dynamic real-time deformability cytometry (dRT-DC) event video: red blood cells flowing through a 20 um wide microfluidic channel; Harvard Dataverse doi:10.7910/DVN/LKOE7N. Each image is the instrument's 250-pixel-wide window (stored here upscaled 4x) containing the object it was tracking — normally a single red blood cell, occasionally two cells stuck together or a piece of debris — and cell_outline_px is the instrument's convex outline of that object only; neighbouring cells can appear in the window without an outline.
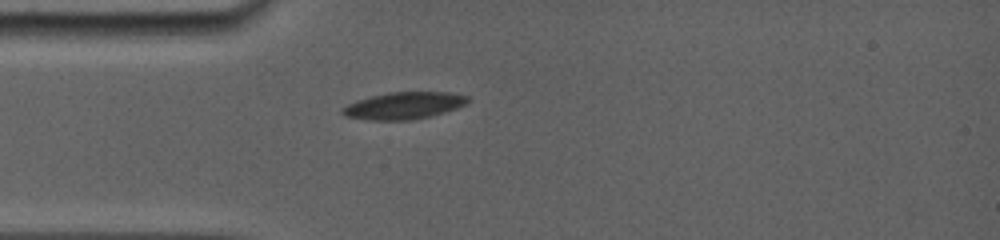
{"species": "common noctule bat (a hibernating species)", "species_latin": "Nyctalus noctula", "temperature_condition": "room temperature", "stored_images_in_passage": 1, "camera_frame_rate_fps": 5000, "um_per_image_px": 0.085, "animal": {"sex": "female", "body_mass_g": 19.0, "forearm_length_mm": 56.7}, "frame": {"image": 1, "passage_image": 1, "time_ms": 0.0, "image_size_px": [1000, 240], "cell_outline_px": [[468, 104], [444, 112], [412, 120], [372, 120], [344, 116], [340, 112], [340, 108], [356, 100], [388, 92], [448, 92], [468, 96]], "centroid_in_image_um": [34.3, 8.97], "position_along_channel_um": 50.7, "area_um2": 19.71}}